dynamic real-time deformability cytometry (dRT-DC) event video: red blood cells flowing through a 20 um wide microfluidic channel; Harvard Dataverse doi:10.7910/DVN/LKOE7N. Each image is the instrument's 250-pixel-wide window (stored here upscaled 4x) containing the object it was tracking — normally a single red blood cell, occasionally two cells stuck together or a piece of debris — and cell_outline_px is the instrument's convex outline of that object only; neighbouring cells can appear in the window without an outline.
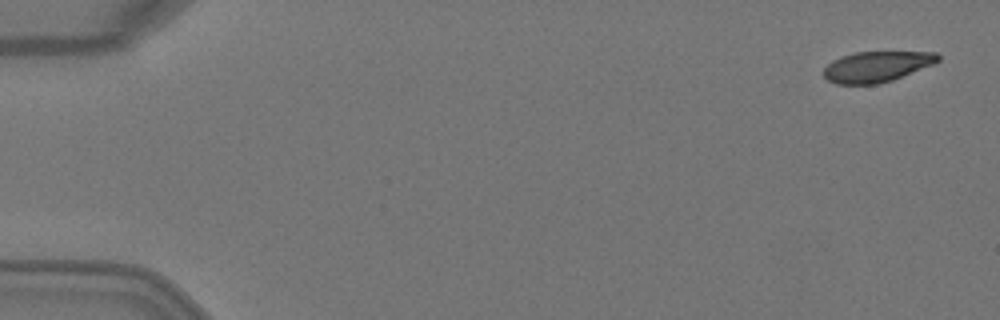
{"species": "Egyptian fruit bat (a non-hibernating species)", "species_latin": "Rousettus aegyptiacus", "temperature_condition": "warm", "stored_images_in_passage": 5, "segment_of_instrument_passage": [1, 2], "camera_frame_rate_fps": 3000, "um_per_image_px": 0.085, "animal": {"sex": "female"}, "frame": {"image": 1, "passage_image": 1, "time_ms": 0.0, "image_size_px": [1000, 320], "cell_outline_px": [[940, 60], [932, 64], [892, 80], [876, 84], [836, 84], [828, 80], [824, 76], [824, 68], [832, 60], [840, 56], [856, 52], [936, 52], [940, 56]], "centroid_in_image_um": [74.49, 5.66], "position_along_channel_um": 10.5, "area_um2": 20.23}}